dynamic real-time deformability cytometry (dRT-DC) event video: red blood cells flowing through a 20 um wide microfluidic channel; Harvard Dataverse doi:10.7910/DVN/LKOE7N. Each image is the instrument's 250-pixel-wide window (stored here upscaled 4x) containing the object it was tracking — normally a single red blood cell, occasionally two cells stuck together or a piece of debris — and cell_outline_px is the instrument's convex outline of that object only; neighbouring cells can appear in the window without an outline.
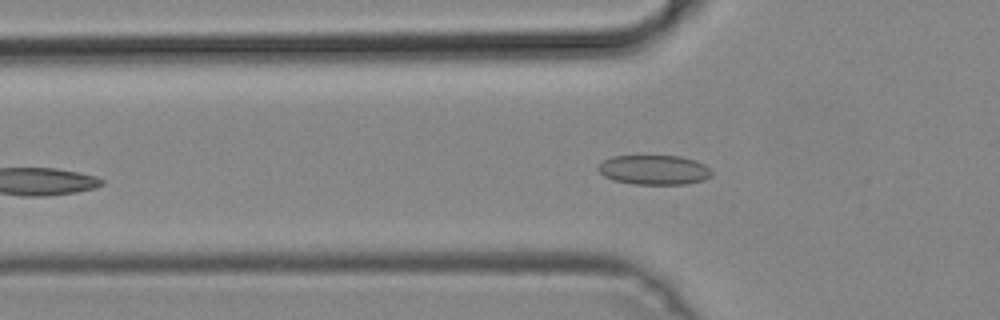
{"species": "common noctule bat (a hibernating species)", "species_latin": "Nyctalus noctula", "temperature_condition": "cold", "stored_images_in_passage": 36, "camera_frame_rate_fps": 3000, "um_per_image_px": 0.085, "animal": {"sex": "male", "body_mass_g": 19.2, "forearm_length_mm": 51.8}, "frame": {"image": 1, "passage_image": 5, "time_ms": 1.333, "image_size_px": [1000, 320], "cell_outline_px": [[712, 176], [704, 180], [684, 184], [632, 184], [612, 180], [604, 176], [596, 168], [604, 160], [612, 156], [680, 156], [696, 160], [704, 164], [712, 172]], "centroid_in_image_um": [55.59, 14.44], "position_along_channel_um": 70.2, "area_um2": 19.65}}
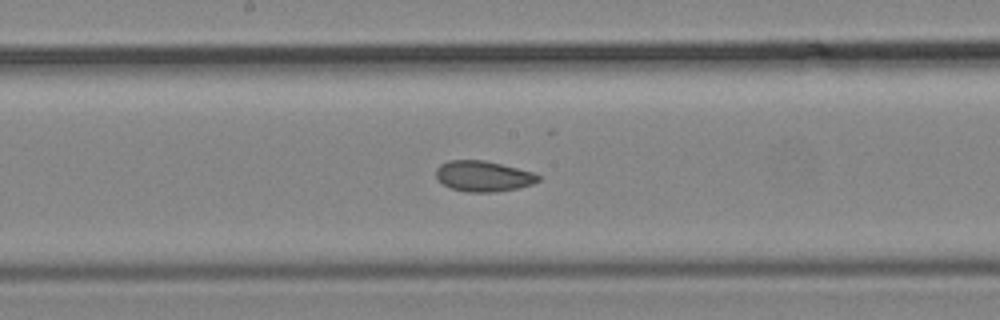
{"frame": {"image": 2, "passage_image": 15, "time_ms": 4.667, "image_size_px": [1000, 320], "cell_outline_px": [[540, 180], [532, 184], [520, 188], [496, 192], [468, 192], [452, 188], [444, 184], [436, 176], [436, 168], [440, 164], [448, 160], [484, 160], [532, 172], [540, 176]], "centroid_in_image_um": [41.08, 14.98], "position_along_channel_um": 207.1, "area_um2": 18.15}}
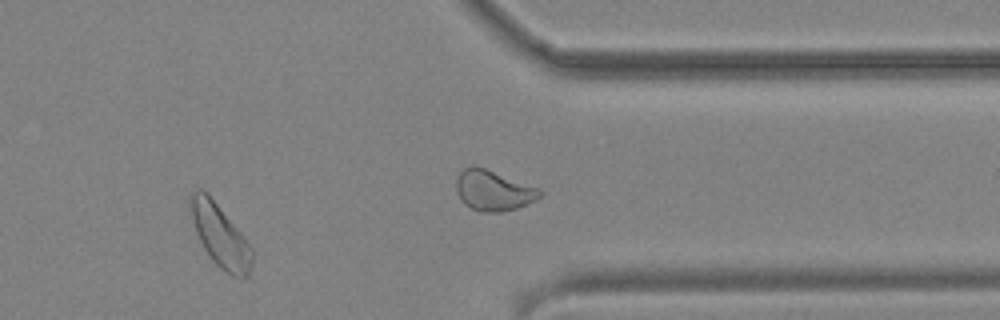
{"frame": {"image": 3, "passage_image": 27, "time_ms": 8.667, "image_size_px": [1000, 320], "cell_outline_px": [[252, 264], [248, 276], [244, 280], [240, 280], [232, 276], [220, 268], [212, 260], [204, 248], [196, 232], [192, 220], [188, 196], [196, 188], [204, 188], [208, 192], [240, 232], [252, 248]], "centroid_in_image_um": [18.7, 20.02], "position_along_channel_um": 392.7, "area_um2": 22.66}}